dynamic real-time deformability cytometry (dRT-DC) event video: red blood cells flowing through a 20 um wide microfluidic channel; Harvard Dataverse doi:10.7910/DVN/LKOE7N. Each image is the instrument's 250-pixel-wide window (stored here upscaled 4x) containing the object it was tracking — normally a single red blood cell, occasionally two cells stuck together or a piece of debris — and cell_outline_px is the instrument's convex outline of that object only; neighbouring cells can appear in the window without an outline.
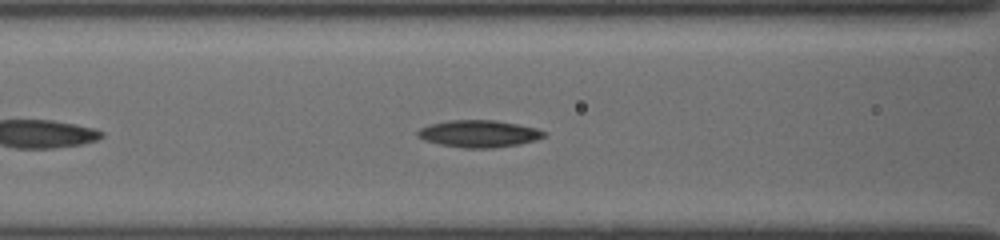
{"species": "common noctule bat (a hibernating species)", "species_latin": "Nyctalus noctula", "temperature_condition": "cold", "stored_images_in_passage": 16, "camera_frame_rate_fps": 3000, "um_per_image_px": 0.085, "animal": {"sex": "female", "body_mass_g": 19.5, "forearm_length_mm": 54.1}, "frame": {"image": 1, "passage_image": 8, "time_ms": 1.667, "image_size_px": [1000, 240], "cell_outline_px": [[548, 132], [544, 136], [536, 140], [520, 144], [492, 148], [464, 148], [440, 144], [424, 140], [416, 136], [416, 132], [420, 128], [428, 124], [448, 120], [496, 120], [536, 128]], "centroid_in_image_um": [40.68, 11.36], "position_along_channel_um": 125.9, "area_um2": 20.06}}
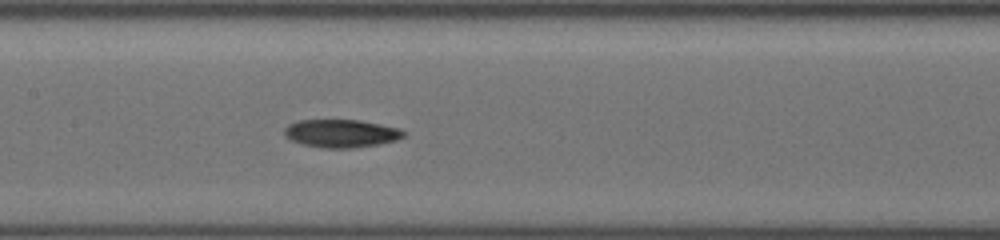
{"frame": {"image": 2, "passage_image": 14, "time_ms": 3.0, "image_size_px": [1000, 240], "cell_outline_px": [[408, 132], [404, 136], [396, 140], [380, 144], [352, 148], [324, 148], [304, 144], [292, 140], [284, 136], [284, 128], [288, 124], [300, 120], [360, 120], [400, 128]], "centroid_in_image_um": [29.03, 11.33], "position_along_channel_um": 178.4, "area_um2": 19.54}}
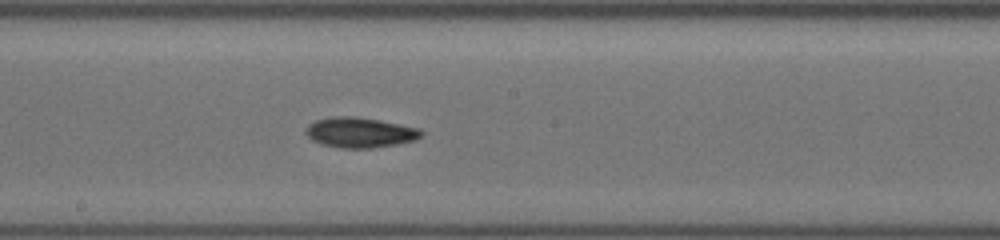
{"frame": {"image": 3, "passage_image": 16, "time_ms": 4.0, "image_size_px": [1000, 240], "cell_outline_px": [[424, 136], [416, 140], [396, 144], [372, 148], [340, 148], [324, 144], [312, 140], [304, 132], [308, 124], [316, 120], [332, 116], [352, 116], [380, 120], [420, 128], [424, 132]], "centroid_in_image_um": [30.63, 11.25], "position_along_channel_um": 217.6, "area_um2": 20.46}}